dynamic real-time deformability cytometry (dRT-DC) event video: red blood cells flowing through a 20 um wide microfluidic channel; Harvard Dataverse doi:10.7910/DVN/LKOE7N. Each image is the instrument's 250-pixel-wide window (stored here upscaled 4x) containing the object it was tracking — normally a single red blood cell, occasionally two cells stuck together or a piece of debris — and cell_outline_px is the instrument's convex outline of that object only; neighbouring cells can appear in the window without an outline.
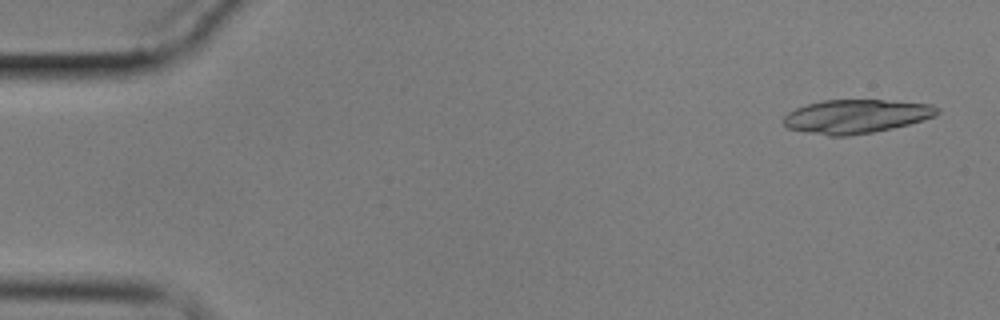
{"species": "common noctule bat (a hibernating species)", "species_latin": "Nyctalus noctula", "temperature_condition": "cold", "stored_images_in_passage": 5, "camera_frame_rate_fps": 3000, "um_per_image_px": 0.085, "animal": {"sex": "male", "body_mass_g": 17.9}, "frame": {"image": 1, "passage_image": 1, "time_ms": 0.0, "image_size_px": [1000, 320], "cell_outline_px": [[940, 112], [936, 116], [924, 120], [892, 128], [872, 132], [848, 136], [828, 136], [788, 128], [784, 124], [784, 116], [788, 112], [796, 108], [808, 104], [824, 100], [884, 100], [932, 104], [940, 108]], "centroid_in_image_um": [72.81, 9.89], "position_along_channel_um": 12.2, "area_um2": 30.17}}